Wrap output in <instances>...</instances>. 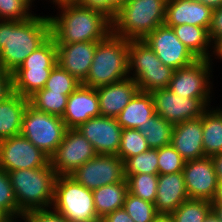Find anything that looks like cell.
Listing matches in <instances>:
<instances>
[{"label":"cell","mask_w":222,"mask_h":222,"mask_svg":"<svg viewBox=\"0 0 222 222\" xmlns=\"http://www.w3.org/2000/svg\"><path fill=\"white\" fill-rule=\"evenodd\" d=\"M51 36L49 16L25 21L0 20V68L12 74Z\"/></svg>","instance_id":"6da1fadb"},{"label":"cell","mask_w":222,"mask_h":222,"mask_svg":"<svg viewBox=\"0 0 222 222\" xmlns=\"http://www.w3.org/2000/svg\"><path fill=\"white\" fill-rule=\"evenodd\" d=\"M57 7L59 15L49 16L56 43L99 42L112 32L111 17L99 9L78 3Z\"/></svg>","instance_id":"7a4b0ae2"},{"label":"cell","mask_w":222,"mask_h":222,"mask_svg":"<svg viewBox=\"0 0 222 222\" xmlns=\"http://www.w3.org/2000/svg\"><path fill=\"white\" fill-rule=\"evenodd\" d=\"M168 0H126L111 18L112 33L128 40H143L165 22Z\"/></svg>","instance_id":"3957f363"},{"label":"cell","mask_w":222,"mask_h":222,"mask_svg":"<svg viewBox=\"0 0 222 222\" xmlns=\"http://www.w3.org/2000/svg\"><path fill=\"white\" fill-rule=\"evenodd\" d=\"M129 41L112 32L98 42L85 86L97 89L129 77Z\"/></svg>","instance_id":"277c9868"},{"label":"cell","mask_w":222,"mask_h":222,"mask_svg":"<svg viewBox=\"0 0 222 222\" xmlns=\"http://www.w3.org/2000/svg\"><path fill=\"white\" fill-rule=\"evenodd\" d=\"M8 174L22 213L52 207L58 175L50 164L41 168L9 171Z\"/></svg>","instance_id":"5b68a950"},{"label":"cell","mask_w":222,"mask_h":222,"mask_svg":"<svg viewBox=\"0 0 222 222\" xmlns=\"http://www.w3.org/2000/svg\"><path fill=\"white\" fill-rule=\"evenodd\" d=\"M128 65L129 77L135 80L142 92L167 89L174 73L143 40L129 41Z\"/></svg>","instance_id":"8992f818"},{"label":"cell","mask_w":222,"mask_h":222,"mask_svg":"<svg viewBox=\"0 0 222 222\" xmlns=\"http://www.w3.org/2000/svg\"><path fill=\"white\" fill-rule=\"evenodd\" d=\"M51 208L69 222H91L98 219L92 190L70 176H57Z\"/></svg>","instance_id":"52a82bcc"},{"label":"cell","mask_w":222,"mask_h":222,"mask_svg":"<svg viewBox=\"0 0 222 222\" xmlns=\"http://www.w3.org/2000/svg\"><path fill=\"white\" fill-rule=\"evenodd\" d=\"M67 129L61 117L39 111L30 104L27 105L23 115L21 135L49 157L62 142Z\"/></svg>","instance_id":"ba28073f"},{"label":"cell","mask_w":222,"mask_h":222,"mask_svg":"<svg viewBox=\"0 0 222 222\" xmlns=\"http://www.w3.org/2000/svg\"><path fill=\"white\" fill-rule=\"evenodd\" d=\"M69 176L90 190L126 180L124 161L113 154H97Z\"/></svg>","instance_id":"9c48e42d"},{"label":"cell","mask_w":222,"mask_h":222,"mask_svg":"<svg viewBox=\"0 0 222 222\" xmlns=\"http://www.w3.org/2000/svg\"><path fill=\"white\" fill-rule=\"evenodd\" d=\"M96 155L93 145L77 128L67 129L62 142L50 156V165L58 176H69Z\"/></svg>","instance_id":"30bf717a"},{"label":"cell","mask_w":222,"mask_h":222,"mask_svg":"<svg viewBox=\"0 0 222 222\" xmlns=\"http://www.w3.org/2000/svg\"><path fill=\"white\" fill-rule=\"evenodd\" d=\"M155 114L174 124L201 117L209 108L211 98L181 97L167 89L151 92Z\"/></svg>","instance_id":"8fae6325"},{"label":"cell","mask_w":222,"mask_h":222,"mask_svg":"<svg viewBox=\"0 0 222 222\" xmlns=\"http://www.w3.org/2000/svg\"><path fill=\"white\" fill-rule=\"evenodd\" d=\"M49 164L50 157L21 134L0 140V169L6 172Z\"/></svg>","instance_id":"7c38bea8"},{"label":"cell","mask_w":222,"mask_h":222,"mask_svg":"<svg viewBox=\"0 0 222 222\" xmlns=\"http://www.w3.org/2000/svg\"><path fill=\"white\" fill-rule=\"evenodd\" d=\"M211 67L212 60L198 59L189 66L174 70L168 89L181 97H212Z\"/></svg>","instance_id":"4fadbf2b"},{"label":"cell","mask_w":222,"mask_h":222,"mask_svg":"<svg viewBox=\"0 0 222 222\" xmlns=\"http://www.w3.org/2000/svg\"><path fill=\"white\" fill-rule=\"evenodd\" d=\"M143 41L148 44L164 65L173 70L189 66L198 60L177 38L172 27L165 24L150 32Z\"/></svg>","instance_id":"5bb4252c"},{"label":"cell","mask_w":222,"mask_h":222,"mask_svg":"<svg viewBox=\"0 0 222 222\" xmlns=\"http://www.w3.org/2000/svg\"><path fill=\"white\" fill-rule=\"evenodd\" d=\"M182 173L189 199L212 202L218 178L211 156L186 161Z\"/></svg>","instance_id":"9a60e30c"},{"label":"cell","mask_w":222,"mask_h":222,"mask_svg":"<svg viewBox=\"0 0 222 222\" xmlns=\"http://www.w3.org/2000/svg\"><path fill=\"white\" fill-rule=\"evenodd\" d=\"M77 130L93 145L97 154H118L123 128L116 118L101 115L90 118Z\"/></svg>","instance_id":"2e32d148"},{"label":"cell","mask_w":222,"mask_h":222,"mask_svg":"<svg viewBox=\"0 0 222 222\" xmlns=\"http://www.w3.org/2000/svg\"><path fill=\"white\" fill-rule=\"evenodd\" d=\"M98 42L56 43L57 64L83 83L94 58Z\"/></svg>","instance_id":"e0dca14e"},{"label":"cell","mask_w":222,"mask_h":222,"mask_svg":"<svg viewBox=\"0 0 222 222\" xmlns=\"http://www.w3.org/2000/svg\"><path fill=\"white\" fill-rule=\"evenodd\" d=\"M96 89L81 85L69 95L62 120L68 129H76L90 118L100 116Z\"/></svg>","instance_id":"ac0fdd59"},{"label":"cell","mask_w":222,"mask_h":222,"mask_svg":"<svg viewBox=\"0 0 222 222\" xmlns=\"http://www.w3.org/2000/svg\"><path fill=\"white\" fill-rule=\"evenodd\" d=\"M213 9L192 0H168L165 13L167 26L183 24L210 28Z\"/></svg>","instance_id":"d6986e66"},{"label":"cell","mask_w":222,"mask_h":222,"mask_svg":"<svg viewBox=\"0 0 222 222\" xmlns=\"http://www.w3.org/2000/svg\"><path fill=\"white\" fill-rule=\"evenodd\" d=\"M202 117L174 124L171 145L185 161L205 156L202 143Z\"/></svg>","instance_id":"ffe728a7"},{"label":"cell","mask_w":222,"mask_h":222,"mask_svg":"<svg viewBox=\"0 0 222 222\" xmlns=\"http://www.w3.org/2000/svg\"><path fill=\"white\" fill-rule=\"evenodd\" d=\"M138 91L131 77L97 88L101 116L116 118Z\"/></svg>","instance_id":"44dd1931"},{"label":"cell","mask_w":222,"mask_h":222,"mask_svg":"<svg viewBox=\"0 0 222 222\" xmlns=\"http://www.w3.org/2000/svg\"><path fill=\"white\" fill-rule=\"evenodd\" d=\"M189 199L182 172L159 174L155 207L158 213L171 214Z\"/></svg>","instance_id":"7402d4cb"},{"label":"cell","mask_w":222,"mask_h":222,"mask_svg":"<svg viewBox=\"0 0 222 222\" xmlns=\"http://www.w3.org/2000/svg\"><path fill=\"white\" fill-rule=\"evenodd\" d=\"M28 104V98L13 91L0 102V140L21 134Z\"/></svg>","instance_id":"603a6c76"},{"label":"cell","mask_w":222,"mask_h":222,"mask_svg":"<svg viewBox=\"0 0 222 222\" xmlns=\"http://www.w3.org/2000/svg\"><path fill=\"white\" fill-rule=\"evenodd\" d=\"M154 115L155 106L151 93L139 90L116 117V120L123 129H137L139 125H144Z\"/></svg>","instance_id":"cb8c5ba5"},{"label":"cell","mask_w":222,"mask_h":222,"mask_svg":"<svg viewBox=\"0 0 222 222\" xmlns=\"http://www.w3.org/2000/svg\"><path fill=\"white\" fill-rule=\"evenodd\" d=\"M169 27H172L177 38L191 51V53L197 59L213 60L211 59L213 55H210V51L213 50V53L211 54H214L215 46L210 40L208 29L187 24Z\"/></svg>","instance_id":"d4e9b609"},{"label":"cell","mask_w":222,"mask_h":222,"mask_svg":"<svg viewBox=\"0 0 222 222\" xmlns=\"http://www.w3.org/2000/svg\"><path fill=\"white\" fill-rule=\"evenodd\" d=\"M127 192V180L92 190L94 208L98 218L102 219L105 215L123 208Z\"/></svg>","instance_id":"484cf974"},{"label":"cell","mask_w":222,"mask_h":222,"mask_svg":"<svg viewBox=\"0 0 222 222\" xmlns=\"http://www.w3.org/2000/svg\"><path fill=\"white\" fill-rule=\"evenodd\" d=\"M210 109V110H209ZM202 143L205 156L222 152V109L208 108L202 114Z\"/></svg>","instance_id":"4316f807"},{"label":"cell","mask_w":222,"mask_h":222,"mask_svg":"<svg viewBox=\"0 0 222 222\" xmlns=\"http://www.w3.org/2000/svg\"><path fill=\"white\" fill-rule=\"evenodd\" d=\"M52 69H17L11 74L12 91L29 98L45 87Z\"/></svg>","instance_id":"83f0119b"},{"label":"cell","mask_w":222,"mask_h":222,"mask_svg":"<svg viewBox=\"0 0 222 222\" xmlns=\"http://www.w3.org/2000/svg\"><path fill=\"white\" fill-rule=\"evenodd\" d=\"M173 126L155 114L144 125H139L137 130L146 139L149 148L158 149L171 144Z\"/></svg>","instance_id":"f1b7e54d"},{"label":"cell","mask_w":222,"mask_h":222,"mask_svg":"<svg viewBox=\"0 0 222 222\" xmlns=\"http://www.w3.org/2000/svg\"><path fill=\"white\" fill-rule=\"evenodd\" d=\"M68 97L62 93L51 92V90L43 88L28 99L29 104L35 109L62 118L66 110Z\"/></svg>","instance_id":"f546056e"},{"label":"cell","mask_w":222,"mask_h":222,"mask_svg":"<svg viewBox=\"0 0 222 222\" xmlns=\"http://www.w3.org/2000/svg\"><path fill=\"white\" fill-rule=\"evenodd\" d=\"M56 64V42L53 37L50 36L23 61L18 69H52Z\"/></svg>","instance_id":"4dcf8cb0"},{"label":"cell","mask_w":222,"mask_h":222,"mask_svg":"<svg viewBox=\"0 0 222 222\" xmlns=\"http://www.w3.org/2000/svg\"><path fill=\"white\" fill-rule=\"evenodd\" d=\"M211 212V202L187 199L171 213L175 222H204Z\"/></svg>","instance_id":"1f68e13d"},{"label":"cell","mask_w":222,"mask_h":222,"mask_svg":"<svg viewBox=\"0 0 222 222\" xmlns=\"http://www.w3.org/2000/svg\"><path fill=\"white\" fill-rule=\"evenodd\" d=\"M128 192L143 200L155 203L157 195L158 175L133 174L125 175Z\"/></svg>","instance_id":"d6a6232c"},{"label":"cell","mask_w":222,"mask_h":222,"mask_svg":"<svg viewBox=\"0 0 222 222\" xmlns=\"http://www.w3.org/2000/svg\"><path fill=\"white\" fill-rule=\"evenodd\" d=\"M125 175L151 174L159 175L158 149L149 148L124 162Z\"/></svg>","instance_id":"836d02e7"},{"label":"cell","mask_w":222,"mask_h":222,"mask_svg":"<svg viewBox=\"0 0 222 222\" xmlns=\"http://www.w3.org/2000/svg\"><path fill=\"white\" fill-rule=\"evenodd\" d=\"M123 208L134 222H152L159 214L154 203L127 192Z\"/></svg>","instance_id":"e575fe53"},{"label":"cell","mask_w":222,"mask_h":222,"mask_svg":"<svg viewBox=\"0 0 222 222\" xmlns=\"http://www.w3.org/2000/svg\"><path fill=\"white\" fill-rule=\"evenodd\" d=\"M80 85L81 82L56 64L52 68L44 88L51 90V92L62 93L63 95L69 96Z\"/></svg>","instance_id":"d590c367"},{"label":"cell","mask_w":222,"mask_h":222,"mask_svg":"<svg viewBox=\"0 0 222 222\" xmlns=\"http://www.w3.org/2000/svg\"><path fill=\"white\" fill-rule=\"evenodd\" d=\"M149 149L146 139L137 129H123L121 142L117 156L126 161L128 158L136 156Z\"/></svg>","instance_id":"8d00e7d4"},{"label":"cell","mask_w":222,"mask_h":222,"mask_svg":"<svg viewBox=\"0 0 222 222\" xmlns=\"http://www.w3.org/2000/svg\"><path fill=\"white\" fill-rule=\"evenodd\" d=\"M0 208L11 218L22 217L8 172L0 169Z\"/></svg>","instance_id":"74e56055"},{"label":"cell","mask_w":222,"mask_h":222,"mask_svg":"<svg viewBox=\"0 0 222 222\" xmlns=\"http://www.w3.org/2000/svg\"><path fill=\"white\" fill-rule=\"evenodd\" d=\"M31 7L26 0H0V20H28L35 15L32 14Z\"/></svg>","instance_id":"f35d334b"},{"label":"cell","mask_w":222,"mask_h":222,"mask_svg":"<svg viewBox=\"0 0 222 222\" xmlns=\"http://www.w3.org/2000/svg\"><path fill=\"white\" fill-rule=\"evenodd\" d=\"M185 162L171 144L158 148L159 174L182 172Z\"/></svg>","instance_id":"ab89813d"},{"label":"cell","mask_w":222,"mask_h":222,"mask_svg":"<svg viewBox=\"0 0 222 222\" xmlns=\"http://www.w3.org/2000/svg\"><path fill=\"white\" fill-rule=\"evenodd\" d=\"M21 219L25 222H69L52 209L31 210L22 214Z\"/></svg>","instance_id":"60d3db41"},{"label":"cell","mask_w":222,"mask_h":222,"mask_svg":"<svg viewBox=\"0 0 222 222\" xmlns=\"http://www.w3.org/2000/svg\"><path fill=\"white\" fill-rule=\"evenodd\" d=\"M125 1L126 0H80L78 4L89 8L99 9L112 18L118 7Z\"/></svg>","instance_id":"b9f144b4"},{"label":"cell","mask_w":222,"mask_h":222,"mask_svg":"<svg viewBox=\"0 0 222 222\" xmlns=\"http://www.w3.org/2000/svg\"><path fill=\"white\" fill-rule=\"evenodd\" d=\"M209 37L214 46L222 39V6L213 9Z\"/></svg>","instance_id":"7bdbcfd3"},{"label":"cell","mask_w":222,"mask_h":222,"mask_svg":"<svg viewBox=\"0 0 222 222\" xmlns=\"http://www.w3.org/2000/svg\"><path fill=\"white\" fill-rule=\"evenodd\" d=\"M12 92L11 74L0 68V102Z\"/></svg>","instance_id":"ee69618b"},{"label":"cell","mask_w":222,"mask_h":222,"mask_svg":"<svg viewBox=\"0 0 222 222\" xmlns=\"http://www.w3.org/2000/svg\"><path fill=\"white\" fill-rule=\"evenodd\" d=\"M102 220L104 222H134L124 208L117 209L105 215Z\"/></svg>","instance_id":"f6af8a7d"},{"label":"cell","mask_w":222,"mask_h":222,"mask_svg":"<svg viewBox=\"0 0 222 222\" xmlns=\"http://www.w3.org/2000/svg\"><path fill=\"white\" fill-rule=\"evenodd\" d=\"M218 181H222V152L211 156Z\"/></svg>","instance_id":"bcb514c9"},{"label":"cell","mask_w":222,"mask_h":222,"mask_svg":"<svg viewBox=\"0 0 222 222\" xmlns=\"http://www.w3.org/2000/svg\"><path fill=\"white\" fill-rule=\"evenodd\" d=\"M198 3H202L206 6L211 7L212 9H216L222 6V0H192Z\"/></svg>","instance_id":"7dc6e473"},{"label":"cell","mask_w":222,"mask_h":222,"mask_svg":"<svg viewBox=\"0 0 222 222\" xmlns=\"http://www.w3.org/2000/svg\"><path fill=\"white\" fill-rule=\"evenodd\" d=\"M211 204H222V181H218L217 191Z\"/></svg>","instance_id":"c3c4849f"},{"label":"cell","mask_w":222,"mask_h":222,"mask_svg":"<svg viewBox=\"0 0 222 222\" xmlns=\"http://www.w3.org/2000/svg\"><path fill=\"white\" fill-rule=\"evenodd\" d=\"M152 222H175L171 214L159 213Z\"/></svg>","instance_id":"681fc988"},{"label":"cell","mask_w":222,"mask_h":222,"mask_svg":"<svg viewBox=\"0 0 222 222\" xmlns=\"http://www.w3.org/2000/svg\"><path fill=\"white\" fill-rule=\"evenodd\" d=\"M211 211L222 222V204H211Z\"/></svg>","instance_id":"f907efd6"},{"label":"cell","mask_w":222,"mask_h":222,"mask_svg":"<svg viewBox=\"0 0 222 222\" xmlns=\"http://www.w3.org/2000/svg\"><path fill=\"white\" fill-rule=\"evenodd\" d=\"M50 1V0H49ZM53 5L56 4L55 6H61L64 4H75V3H79L80 0H51Z\"/></svg>","instance_id":"816d5d0a"},{"label":"cell","mask_w":222,"mask_h":222,"mask_svg":"<svg viewBox=\"0 0 222 222\" xmlns=\"http://www.w3.org/2000/svg\"><path fill=\"white\" fill-rule=\"evenodd\" d=\"M215 56L219 59H222V39L215 45Z\"/></svg>","instance_id":"f5cc1de1"},{"label":"cell","mask_w":222,"mask_h":222,"mask_svg":"<svg viewBox=\"0 0 222 222\" xmlns=\"http://www.w3.org/2000/svg\"><path fill=\"white\" fill-rule=\"evenodd\" d=\"M204 222H220V221L216 218V216L211 211L209 215L205 218Z\"/></svg>","instance_id":"db71d44e"},{"label":"cell","mask_w":222,"mask_h":222,"mask_svg":"<svg viewBox=\"0 0 222 222\" xmlns=\"http://www.w3.org/2000/svg\"><path fill=\"white\" fill-rule=\"evenodd\" d=\"M11 218L0 208V222H8Z\"/></svg>","instance_id":"11a10c76"},{"label":"cell","mask_w":222,"mask_h":222,"mask_svg":"<svg viewBox=\"0 0 222 222\" xmlns=\"http://www.w3.org/2000/svg\"><path fill=\"white\" fill-rule=\"evenodd\" d=\"M91 222H104V221L101 218H98V219L91 221Z\"/></svg>","instance_id":"9f6ffc18"},{"label":"cell","mask_w":222,"mask_h":222,"mask_svg":"<svg viewBox=\"0 0 222 222\" xmlns=\"http://www.w3.org/2000/svg\"><path fill=\"white\" fill-rule=\"evenodd\" d=\"M26 1L29 3V5L32 6L33 1H35V0H26Z\"/></svg>","instance_id":"6f0895ef"},{"label":"cell","mask_w":222,"mask_h":222,"mask_svg":"<svg viewBox=\"0 0 222 222\" xmlns=\"http://www.w3.org/2000/svg\"><path fill=\"white\" fill-rule=\"evenodd\" d=\"M8 222H17L16 218L15 219H10Z\"/></svg>","instance_id":"680465c9"}]
</instances>
